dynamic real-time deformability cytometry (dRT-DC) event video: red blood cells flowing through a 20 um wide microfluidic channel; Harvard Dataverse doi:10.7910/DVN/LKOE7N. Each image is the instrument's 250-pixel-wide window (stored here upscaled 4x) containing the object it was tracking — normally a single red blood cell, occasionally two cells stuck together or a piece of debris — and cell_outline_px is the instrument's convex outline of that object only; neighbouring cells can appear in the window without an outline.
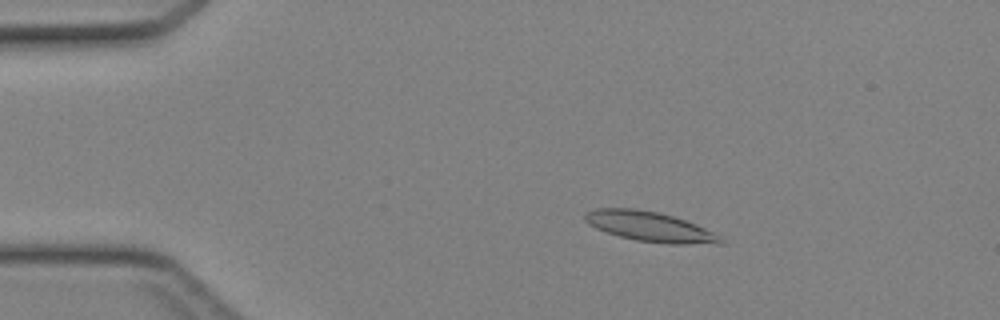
{"species": "Egyptian fruit bat (a non-hibernating species)", "species_latin": "Rousettus aegyptiacus", "temperature_condition": "cold", "stored_images_in_passage": 45, "camera_frame_rate_fps": 3000, "um_per_image_px": 0.085, "animal": {"sex": "female"}, "frame": {"image": 1, "passage_image": 8, "time_ms": 2.333, "image_size_px": [1000, 320], "cell_outline_px": [[724, 244], [668, 244], [636, 240], [620, 236], [596, 228], [588, 224], [584, 220], [584, 216], [588, 212], [596, 208], [632, 208], [656, 212], [672, 216], [696, 224], [720, 236], [724, 240]], "centroid_in_image_um": [55.26, 19.27], "position_along_channel_um": 29.7, "area_um2": 23.41}}
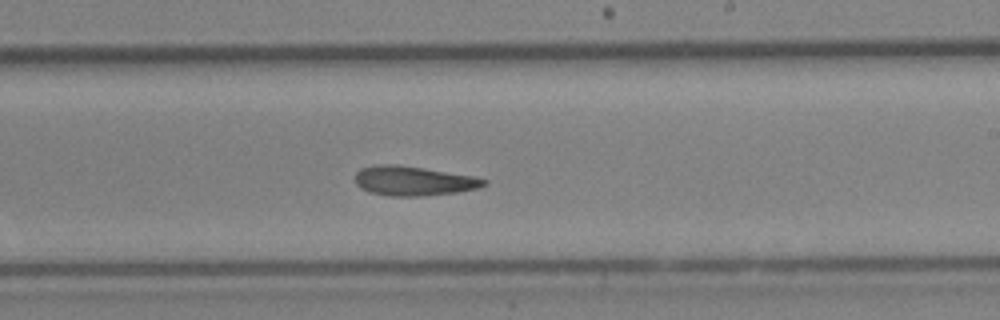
{"frame": {"image": 2, "passage_image": 27, "time_ms": 8.667, "image_size_px": [1000, 320], "cell_outline_px": [[488, 184], [480, 188], [456, 192], [424, 196], [388, 196], [368, 192], [360, 188], [356, 184], [356, 172], [360, 168], [376, 164], [396, 164], [424, 168], [472, 176], [488, 180]], "centroid_in_image_um": [35.13, 15.38], "position_along_channel_um": 253.9, "area_um2": 22.31}}
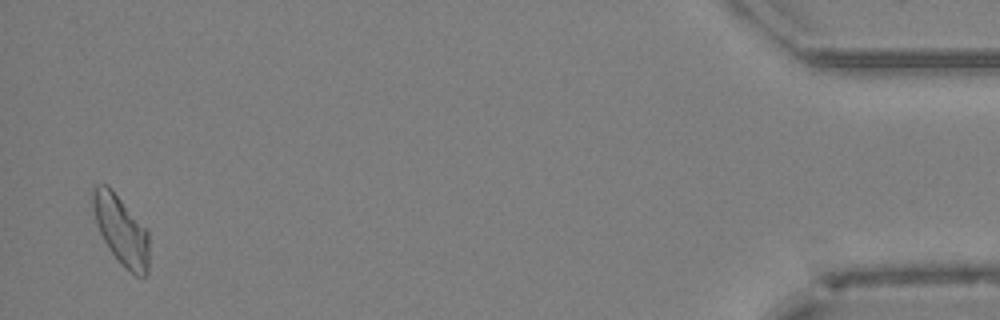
{"frame": {"image": 3, "passage_image": 44, "time_ms": 14.333, "image_size_px": [1000, 320], "cell_outline_px": [[148, 272], [144, 276], [136, 276], [112, 252], [104, 240], [100, 232], [96, 220], [92, 204], [92, 188], [96, 184], [108, 184], [112, 188], [148, 232]], "centroid_in_image_um": [10.28, 19.5], "position_along_channel_um": 424.9, "area_um2": 22.02}}